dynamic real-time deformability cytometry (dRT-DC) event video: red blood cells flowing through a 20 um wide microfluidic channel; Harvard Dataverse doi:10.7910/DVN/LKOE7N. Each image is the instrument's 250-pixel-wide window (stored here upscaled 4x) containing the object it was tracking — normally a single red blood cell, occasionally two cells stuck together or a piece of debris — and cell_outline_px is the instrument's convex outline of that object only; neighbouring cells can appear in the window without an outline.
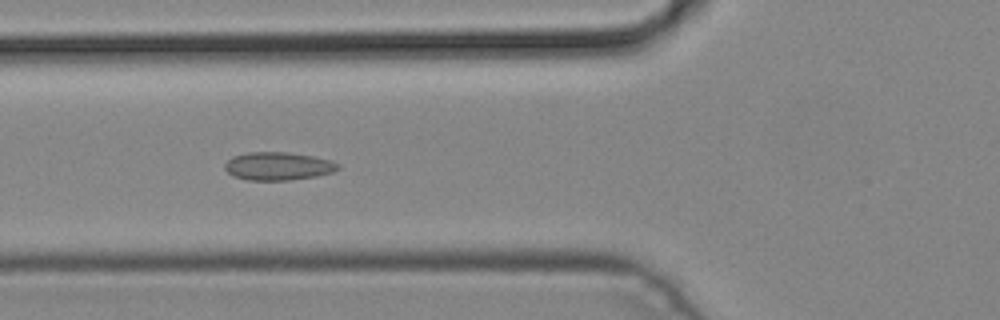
{"species": "common noctule bat (a hibernating species)", "species_latin": "Nyctalus noctula", "temperature_condition": "cold", "stored_images_in_passage": 7, "camera_frame_rate_fps": 3000, "um_per_image_px": 0.085, "animal": {"sex": "male", "body_mass_g": 19.2, "forearm_length_mm": 51.8}, "frame": {"image": 1, "passage_image": 5, "time_ms": 1.333, "image_size_px": [1000, 320], "cell_outline_px": [[340, 168], [332, 172], [316, 176], [288, 180], [248, 180], [232, 176], [224, 168], [224, 164], [232, 156], [248, 152], [288, 152], [312, 156], [332, 160], [340, 164]], "centroid_in_image_um": [23.63, 14.12], "position_along_channel_um": 102.2, "area_um2": 18.61}}
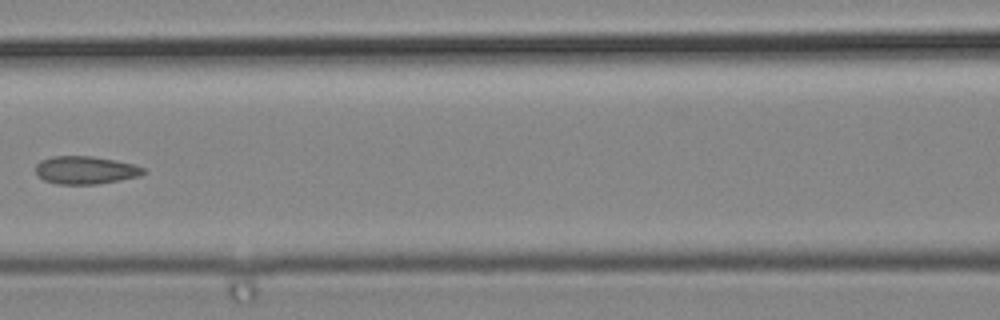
{"frame": {"image": 2, "passage_image": 6, "time_ms": 1.667, "image_size_px": [1000, 320], "cell_outline_px": [[144, 172], [140, 176], [120, 180], [96, 184], [60, 184], [44, 180], [36, 172], [36, 164], [40, 160], [52, 156], [92, 156], [136, 164], [144, 168]], "centroid_in_image_um": [7.27, 14.45], "position_along_channel_um": 159.3, "area_um2": 17.46}}
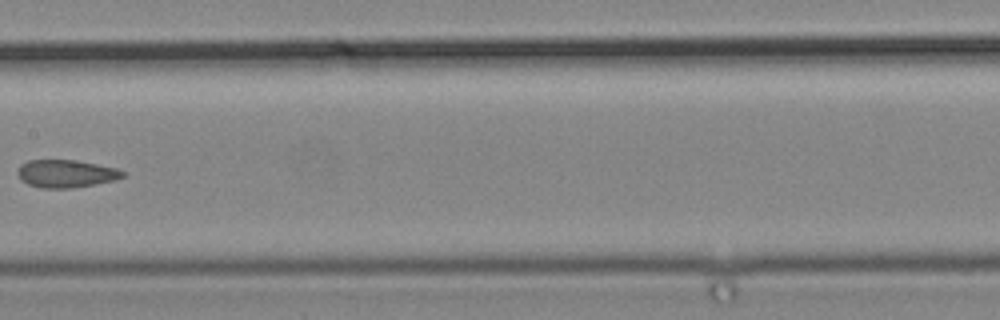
{"frame": {"image": 3, "passage_image": 7, "time_ms": 2.0, "image_size_px": [1000, 320], "cell_outline_px": [[124, 176], [116, 180], [72, 188], [40, 188], [28, 184], [20, 180], [16, 172], [20, 164], [28, 160], [76, 160], [116, 168], [124, 172]], "centroid_in_image_um": [5.56, 14.76], "position_along_channel_um": 201.8, "area_um2": 17.05}}